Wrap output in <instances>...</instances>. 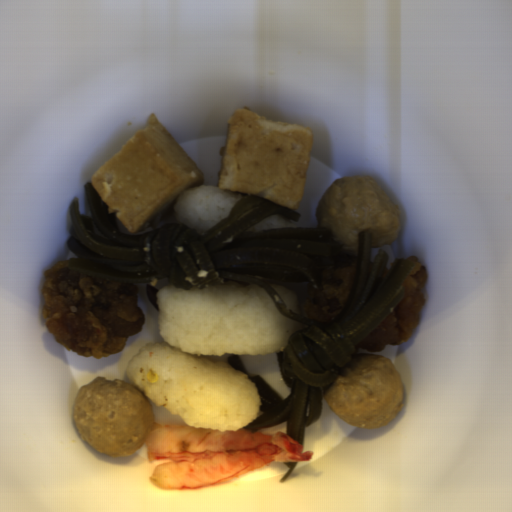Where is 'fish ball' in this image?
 Returning a JSON list of instances; mask_svg holds the SVG:
<instances>
[{"mask_svg":"<svg viewBox=\"0 0 512 512\" xmlns=\"http://www.w3.org/2000/svg\"><path fill=\"white\" fill-rule=\"evenodd\" d=\"M89 181L109 215L138 234L160 225L184 189L203 186L204 174L154 112Z\"/></svg>","mask_w":512,"mask_h":512,"instance_id":"fish-ball-1","label":"fish ball"},{"mask_svg":"<svg viewBox=\"0 0 512 512\" xmlns=\"http://www.w3.org/2000/svg\"><path fill=\"white\" fill-rule=\"evenodd\" d=\"M226 123L217 187L298 210L315 139L312 127L270 121L239 107Z\"/></svg>","mask_w":512,"mask_h":512,"instance_id":"fish-ball-2","label":"fish ball"}]
</instances>
